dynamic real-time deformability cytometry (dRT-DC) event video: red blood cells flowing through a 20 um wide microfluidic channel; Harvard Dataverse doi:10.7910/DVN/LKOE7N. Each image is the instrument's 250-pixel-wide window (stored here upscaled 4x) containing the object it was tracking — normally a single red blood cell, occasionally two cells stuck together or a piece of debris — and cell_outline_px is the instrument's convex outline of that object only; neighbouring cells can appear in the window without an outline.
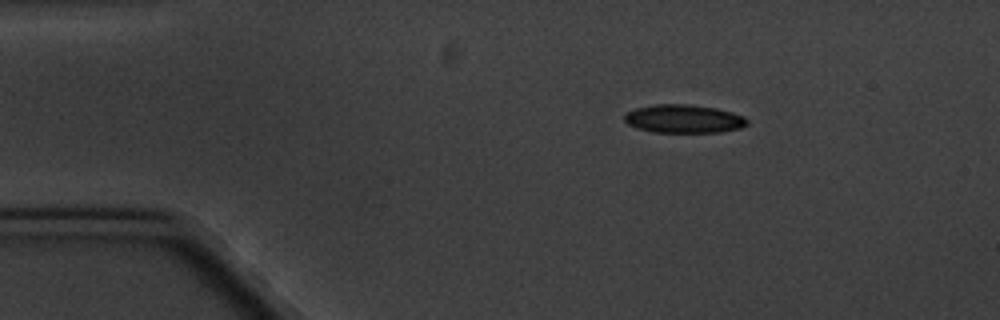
{"species": "common noctule bat (a hibernating species)", "species_latin": "Nyctalus noctula", "temperature_condition": "cold", "stored_images_in_passage": 3, "camera_frame_rate_fps": 3000, "um_per_image_px": 0.085, "animal": {"sex": "male", "body_mass_g": 20.1, "forearm_length_mm": 53.5}, "frame": {"image": 1, "passage_image": 1, "time_ms": 0.0, "image_size_px": [1000, 320], "cell_outline_px": [[748, 124], [740, 128], [720, 132], [652, 132], [636, 128], [628, 124], [624, 120], [624, 116], [628, 112], [636, 108], [652, 104], [692, 104], [716, 108], [732, 112], [744, 116], [748, 120]], "centroid_in_image_um": [58.12, 10.09], "position_along_channel_um": 26.9, "area_um2": 20.4}}